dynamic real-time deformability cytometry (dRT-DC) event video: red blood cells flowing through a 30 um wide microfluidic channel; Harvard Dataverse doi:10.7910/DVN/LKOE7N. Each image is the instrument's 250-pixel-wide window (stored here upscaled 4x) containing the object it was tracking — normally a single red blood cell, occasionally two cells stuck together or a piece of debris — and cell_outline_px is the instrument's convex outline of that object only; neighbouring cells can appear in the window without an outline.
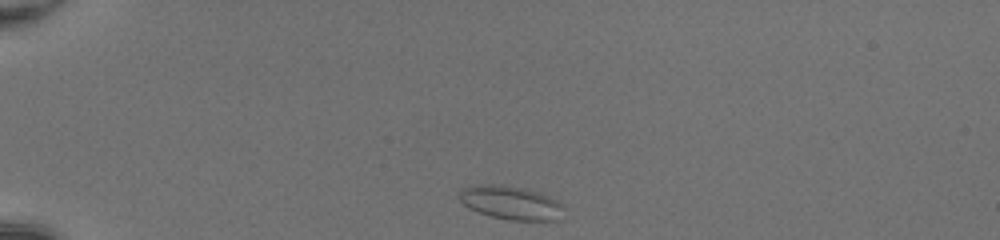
{"species": "common noctule bat (a hibernating species)", "species_latin": "Nyctalus noctula", "temperature_condition": "room temperature", "stored_images_in_passage": 38, "camera_frame_rate_fps": 3000, "um_per_image_px": 0.085, "animal": {"sex": "female", "body_mass_g": 20.0, "forearm_length_mm": 54.0}, "frame": {"image": 1, "passage_image": 1, "time_ms": 0.0, "image_size_px": [1000, 240], "cell_outline_px": [[564, 208], [560, 220], [512, 220], [492, 216], [468, 208], [456, 196], [456, 192], [464, 188], [480, 184], [492, 184], [524, 188], [540, 192], [564, 204]], "centroid_in_image_um": [43.42, 17.22], "position_along_channel_um": 41.6, "area_um2": 20.52}}
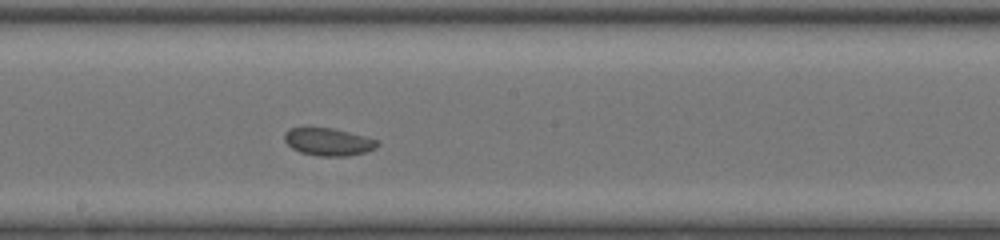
{"frame": {"image": 2, "passage_image": 18, "time_ms": 5.667, "image_size_px": [1000, 240], "cell_outline_px": [[380, 144], [376, 148], [364, 152], [348, 156], [316, 156], [300, 152], [292, 148], [284, 140], [284, 132], [288, 128], [332, 128], [380, 140]], "centroid_in_image_um": [27.91, 12.06], "position_along_channel_um": 220.3, "area_um2": 14.97}}
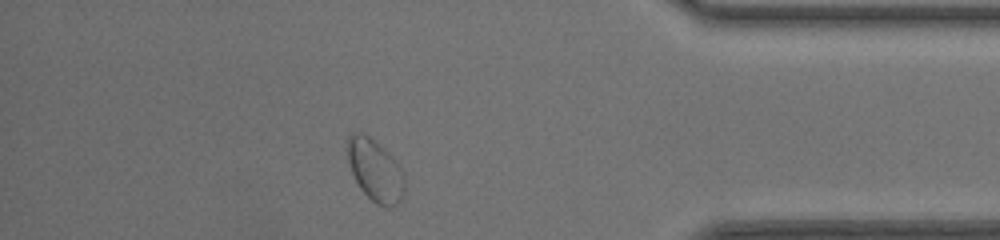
{"frame": {"image": 3, "passage_image": 33, "time_ms": 10.667, "image_size_px": [1000, 240], "cell_outline_px": [[404, 192], [400, 200], [392, 208], [384, 208], [376, 204], [360, 188], [352, 172], [348, 160], [348, 136], [356, 132], [360, 132], [368, 136], [380, 144], [388, 152], [396, 164], [404, 180]], "centroid_in_image_um": [31.88, 14.5], "position_along_channel_um": 403.3, "area_um2": 20.17}}